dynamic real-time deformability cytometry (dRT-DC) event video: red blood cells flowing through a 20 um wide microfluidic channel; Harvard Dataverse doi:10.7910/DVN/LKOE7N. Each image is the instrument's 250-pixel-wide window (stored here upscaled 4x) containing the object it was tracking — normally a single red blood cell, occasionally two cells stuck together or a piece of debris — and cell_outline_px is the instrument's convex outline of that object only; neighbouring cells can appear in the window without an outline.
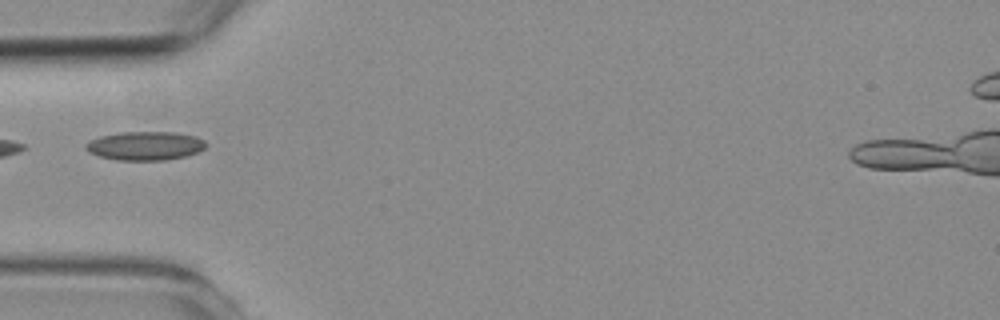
{"species": "common noctule bat (a hibernating species)", "species_latin": "Nyctalus noctula", "temperature_condition": "room temperature", "stored_images_in_passage": 6, "camera_frame_rate_fps": 3000, "um_per_image_px": 0.085, "animal": {"sex": "female", "body_mass_g": 19.3, "forearm_length_mm": 54.1}, "frame": {"image": 1, "passage_image": 5, "time_ms": 4.667, "image_size_px": [1000, 320], "cell_outline_px": [[208, 144], [204, 148], [196, 152], [184, 156], [164, 160], [116, 160], [100, 156], [88, 152], [84, 148], [84, 144], [88, 140], [100, 136], [120, 132], [172, 132], [196, 136], [204, 140]], "centroid_in_image_um": [12.29, 12.39], "position_along_channel_um": 72.7, "area_um2": 20.17}}
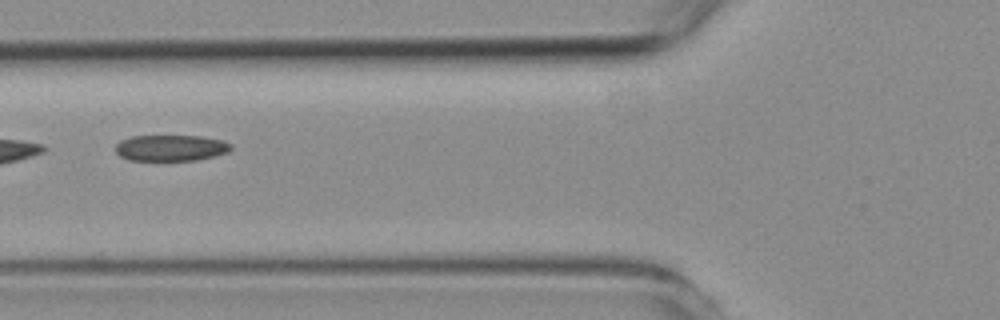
{"frame": {"image": 2, "passage_image": 6, "time_ms": 5.667, "image_size_px": [1000, 320], "cell_outline_px": [[232, 148], [228, 152], [196, 160], [128, 160], [120, 156], [116, 152], [116, 144], [120, 140], [132, 136], [200, 136], [224, 140], [232, 144]], "centroid_in_image_um": [14.52, 12.56], "position_along_channel_um": 111.3, "area_um2": 17.57}}